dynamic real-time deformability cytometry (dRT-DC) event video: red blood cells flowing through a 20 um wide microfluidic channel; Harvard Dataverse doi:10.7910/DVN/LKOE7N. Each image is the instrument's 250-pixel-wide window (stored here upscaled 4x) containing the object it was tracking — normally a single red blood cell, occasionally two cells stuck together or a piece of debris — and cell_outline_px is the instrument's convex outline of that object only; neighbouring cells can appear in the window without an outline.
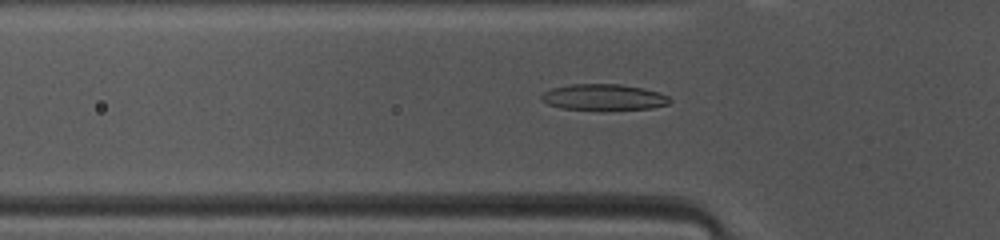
{"species": "common noctule bat (a hibernating species)", "species_latin": "Nyctalus noctula", "temperature_condition": "warm", "stored_images_in_passage": 46, "camera_frame_rate_fps": 3000, "um_per_image_px": 0.085, "animal": {"sex": "female", "body_mass_g": 10.0, "forearm_length_mm": 53.1}, "frame": {"image": 1, "passage_image": 13, "time_ms": 4.0, "image_size_px": [1000, 240], "cell_outline_px": [[672, 100], [668, 104], [652, 108], [560, 108], [548, 104], [540, 100], [540, 96], [544, 92], [552, 88], [572, 84], [620, 84], [640, 88], [656, 92], [668, 96]], "centroid_in_image_um": [51.27, 8.23], "position_along_channel_um": 74.5, "area_um2": 18.79}}
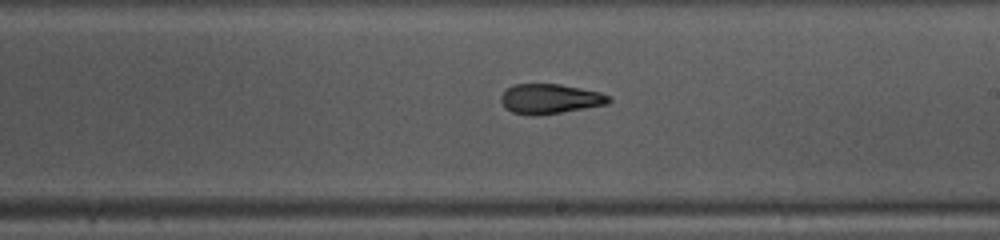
{"frame": {"image": 2, "passage_image": 25, "time_ms": 8.0, "image_size_px": [1000, 240], "cell_outline_px": [[612, 100], [608, 104], [536, 116], [532, 116], [512, 112], [500, 100], [500, 96], [512, 84], [560, 84], [600, 92], [612, 96]], "centroid_in_image_um": [46.78, 8.39], "position_along_channel_um": 242.2, "area_um2": 18.67}}
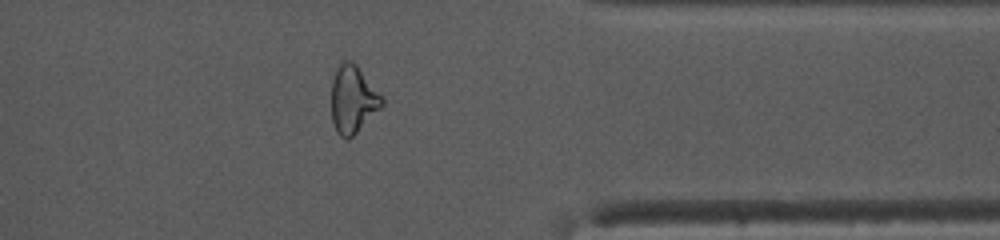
{"frame": {"image": 3, "passage_image": 36, "time_ms": 11.667, "image_size_px": [1000, 240], "cell_outline_px": [[384, 104], [348, 140], [340, 136], [336, 132], [332, 120], [332, 80], [336, 68], [344, 60], [352, 60], [356, 64], [384, 100]], "centroid_in_image_um": [29.97, 8.44], "position_along_channel_um": 381.4, "area_um2": 19.54}, "authors_computed_cell_mechanics": {"area_um2": 19.074, "velocity_mm_per_s": 4.1518, "shape_relaxation_time_tau1_ms": 4.5904, "shape_relaxation_time_tau2_ms": 2.89, "deformation_change_tau1": 0.1671, "deformation_change_tau2": 0.0631}}